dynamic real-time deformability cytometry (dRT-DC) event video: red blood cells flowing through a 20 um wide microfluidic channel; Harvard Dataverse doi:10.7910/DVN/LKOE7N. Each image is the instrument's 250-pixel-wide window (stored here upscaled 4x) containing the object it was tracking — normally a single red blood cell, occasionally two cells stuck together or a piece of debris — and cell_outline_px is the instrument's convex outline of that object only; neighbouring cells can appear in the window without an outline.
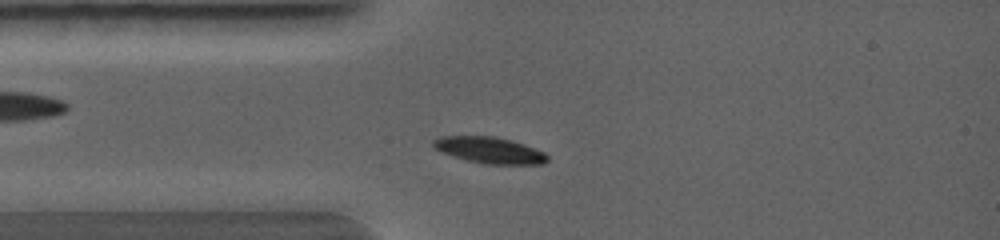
{"species": "common noctule bat (a hibernating species)", "species_latin": "Nyctalus noctula", "temperature_condition": "warm", "stored_images_in_passage": 6, "camera_frame_rate_fps": 5000, "um_per_image_px": 0.085, "animal": {"sex": "female", "body_mass_g": 19.0, "forearm_length_mm": 56.7}, "frame": {"image": 1, "passage_image": 5, "time_ms": 1.0, "image_size_px": [1000, 240], "cell_outline_px": [[548, 160], [544, 164], [484, 164], [452, 156], [432, 148], [432, 140], [440, 136], [496, 136], [512, 140], [524, 144], [544, 152], [548, 156]], "centroid_in_image_um": [41.59, 12.76], "position_along_channel_um": 43.4, "area_um2": 17.63}}